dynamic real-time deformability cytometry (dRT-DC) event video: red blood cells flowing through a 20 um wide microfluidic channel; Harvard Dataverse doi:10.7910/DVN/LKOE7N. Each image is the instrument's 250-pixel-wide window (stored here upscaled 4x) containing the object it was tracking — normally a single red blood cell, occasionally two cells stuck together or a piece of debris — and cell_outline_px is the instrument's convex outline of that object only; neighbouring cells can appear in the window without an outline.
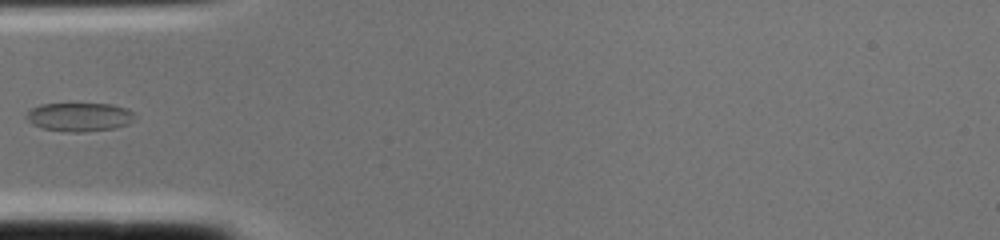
{"species": "common noctule bat (a hibernating species)", "species_latin": "Nyctalus noctula", "temperature_condition": "cold", "stored_images_in_passage": 2, "camera_frame_rate_fps": 3000, "um_per_image_px": 0.085, "animal": {"sex": "female", "body_mass_g": 22.0, "forearm_length_mm": 56.7}, "frame": {"image": 1, "passage_image": 2, "time_ms": 0.333, "image_size_px": [1000, 240], "cell_outline_px": [[132, 120], [128, 124], [116, 128], [80, 132], [64, 132], [40, 128], [32, 124], [24, 116], [28, 108], [40, 104], [112, 104], [128, 108], [132, 112]], "centroid_in_image_um": [6.67, 9.94], "position_along_channel_um": 78.3, "area_um2": 18.32}}